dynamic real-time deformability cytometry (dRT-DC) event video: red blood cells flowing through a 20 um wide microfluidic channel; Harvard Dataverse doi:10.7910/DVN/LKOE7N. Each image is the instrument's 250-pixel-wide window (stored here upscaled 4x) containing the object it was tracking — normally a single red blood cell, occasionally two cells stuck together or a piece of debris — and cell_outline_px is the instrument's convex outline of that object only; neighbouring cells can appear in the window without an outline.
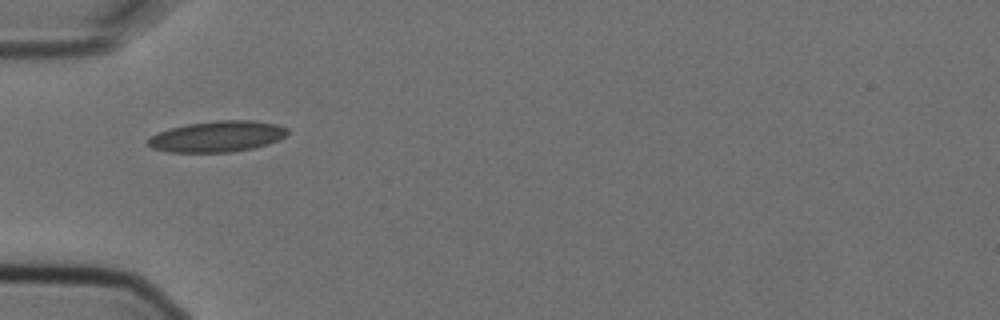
{"species": "Egyptian fruit bat (a non-hibernating species)", "species_latin": "Rousettus aegyptiacus", "temperature_condition": "cold", "stored_images_in_passage": 7, "camera_frame_rate_fps": 3000, "um_per_image_px": 0.085, "animal": {"sex": "female"}, "frame": {"image": 1, "passage_image": 1, "time_ms": 0.0, "image_size_px": [1000, 320], "cell_outline_px": [[288, 132], [280, 140], [268, 144], [252, 148], [232, 152], [168, 152], [152, 148], [148, 144], [148, 140], [156, 132], [188, 124], [216, 120], [252, 120], [276, 124], [288, 128]], "centroid_in_image_um": [18.49, 11.6], "position_along_channel_um": 66.5, "area_um2": 25.14}}
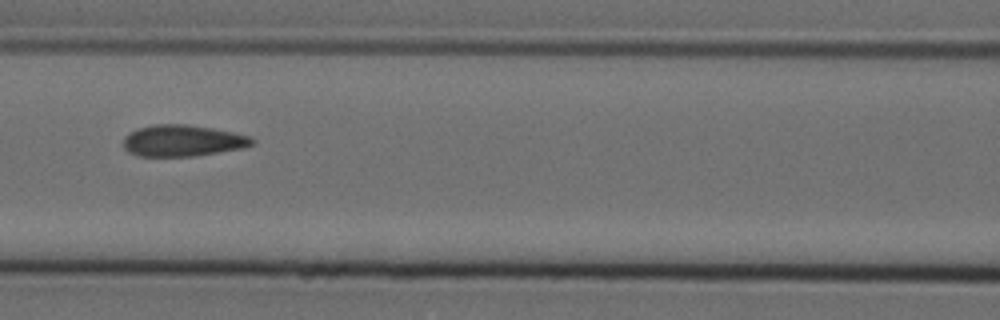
{"frame": {"image": 2, "passage_image": 3, "time_ms": 0.667, "image_size_px": [1000, 320], "cell_outline_px": [[256, 140], [252, 144], [244, 148], [192, 156], [136, 156], [128, 152], [124, 148], [124, 136], [140, 128], [156, 124], [184, 124], [212, 128], [252, 136]], "centroid_in_image_um": [15.54, 11.96], "position_along_channel_um": 151.1, "area_um2": 23.47}}
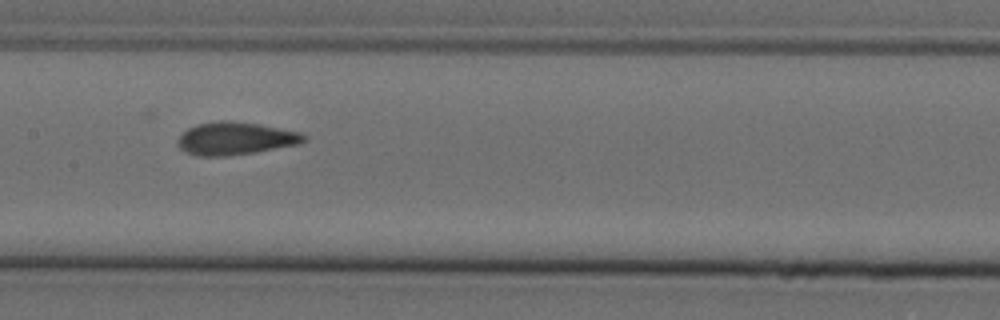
{"frame": {"image": 3, "passage_image": 4, "time_ms": 1.0, "image_size_px": [1000, 320], "cell_outline_px": [[308, 136], [300, 144], [252, 152], [224, 156], [196, 156], [180, 148], [176, 144], [176, 140], [188, 128], [196, 124], [220, 120], [228, 120], [256, 124], [300, 132]], "centroid_in_image_um": [19.97, 11.76], "position_along_channel_um": 187.4, "area_um2": 23.81}}